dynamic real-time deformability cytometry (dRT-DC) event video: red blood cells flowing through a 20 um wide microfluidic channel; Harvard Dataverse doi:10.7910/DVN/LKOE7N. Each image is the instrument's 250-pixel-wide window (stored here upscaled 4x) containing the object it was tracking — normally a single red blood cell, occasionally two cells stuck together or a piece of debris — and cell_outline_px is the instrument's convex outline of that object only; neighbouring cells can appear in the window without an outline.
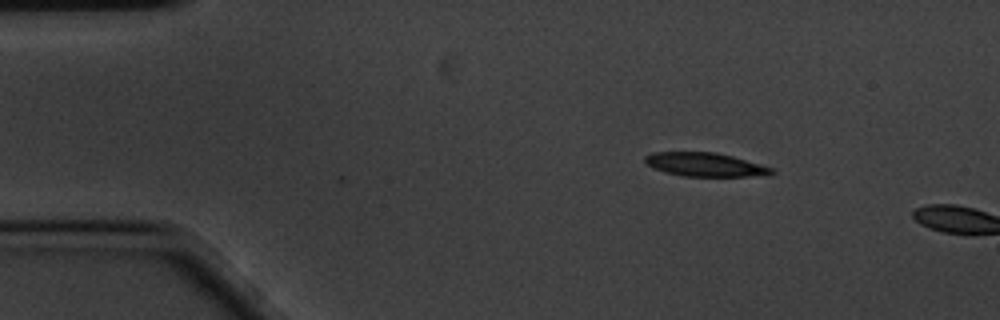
{"species": "common noctule bat (a hibernating species)", "species_latin": "Nyctalus noctula", "temperature_condition": "cold", "stored_images_in_passage": 3, "camera_frame_rate_fps": 3000, "um_per_image_px": 0.085, "animal": {"sex": "male", "body_mass_g": 20.1, "forearm_length_mm": 53.5}, "frame": {"image": 1, "passage_image": 1, "time_ms": 0.0, "image_size_px": [1000, 320], "cell_outline_px": [[776, 172], [748, 176], [684, 176], [664, 172], [652, 168], [644, 160], [644, 156], [652, 152], [716, 152], [732, 156], [772, 168]], "centroid_in_image_um": [59.84, 13.98], "position_along_channel_um": 25.2, "area_um2": 17.22}}